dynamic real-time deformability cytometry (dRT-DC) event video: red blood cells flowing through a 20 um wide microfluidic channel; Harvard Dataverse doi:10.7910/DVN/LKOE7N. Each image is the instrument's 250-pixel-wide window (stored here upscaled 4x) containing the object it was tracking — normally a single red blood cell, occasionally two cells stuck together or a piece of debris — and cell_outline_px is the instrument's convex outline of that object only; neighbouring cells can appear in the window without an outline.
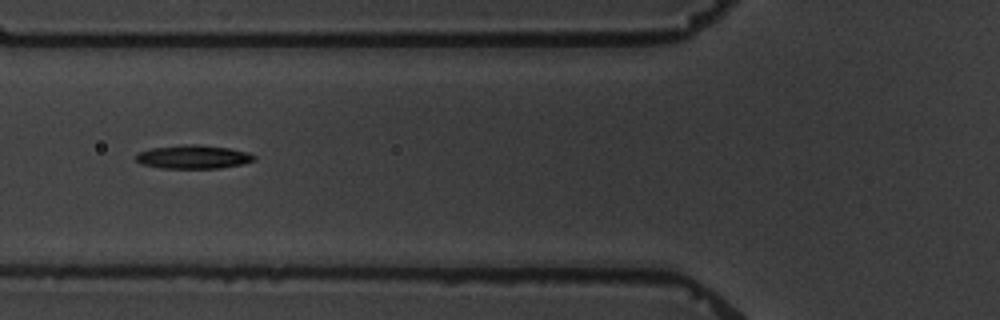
{"species": "common noctule bat (a hibernating species)", "species_latin": "Nyctalus noctula", "temperature_condition": "warm", "stored_images_in_passage": 12, "camera_frame_rate_fps": 3000, "um_per_image_px": 0.085, "animal": {"sex": "male", "body_mass_g": 19.5, "forearm_length_mm": 54.6}, "frame": {"image": 1, "passage_image": 2, "time_ms": 1.0, "image_size_px": [1000, 320], "cell_outline_px": [[256, 160], [240, 164], [220, 168], [160, 168], [140, 164], [136, 160], [136, 152], [152, 148], [184, 144], [196, 144], [228, 148], [248, 152], [256, 156]], "centroid_in_image_um": [16.4, 13.33], "position_along_channel_um": 109.4, "area_um2": 16.3}}
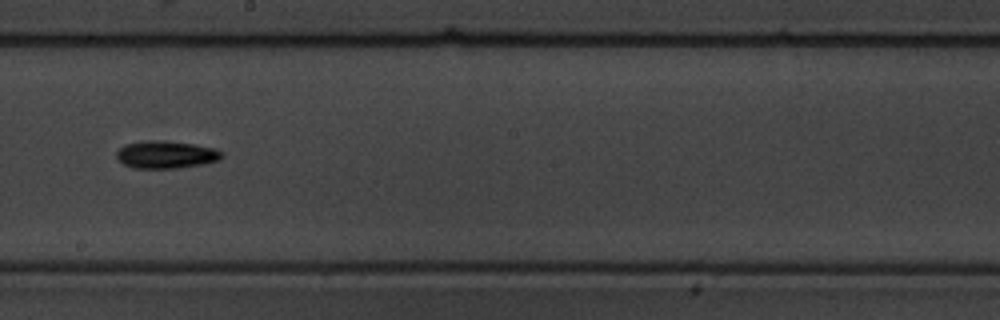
{"frame": {"image": 2, "passage_image": 5, "time_ms": 4.667, "image_size_px": [1000, 320], "cell_outline_px": [[224, 156], [216, 160], [200, 164], [176, 168], [132, 168], [116, 160], [116, 152], [124, 144], [156, 140], [164, 140], [196, 144], [216, 148], [224, 152]], "centroid_in_image_um": [14.1, 13.13], "position_along_channel_um": 234.1, "area_um2": 16.94}}
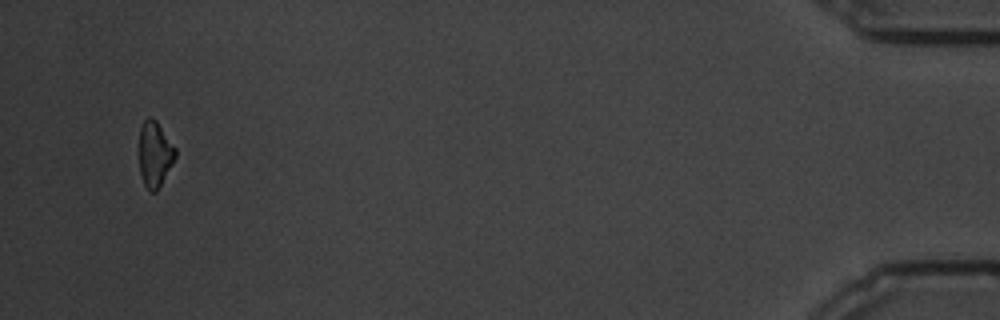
{"frame": {"image": 3, "passage_image": 11, "time_ms": 12.667, "image_size_px": [1000, 320], "cell_outline_px": [[176, 156], [172, 164], [156, 192], [148, 192], [144, 184], [140, 172], [140, 128], [144, 120], [148, 116], [152, 116], [156, 120], [176, 148]], "centroid_in_image_um": [13.16, 13.09], "position_along_channel_um": 422.0, "area_um2": 13.76}}